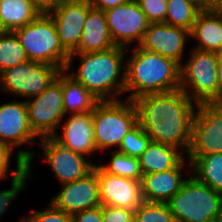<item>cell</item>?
I'll use <instances>...</instances> for the list:
<instances>
[{
    "label": "cell",
    "mask_w": 222,
    "mask_h": 222,
    "mask_svg": "<svg viewBox=\"0 0 222 222\" xmlns=\"http://www.w3.org/2000/svg\"><path fill=\"white\" fill-rule=\"evenodd\" d=\"M133 222H177L167 203H143L134 211Z\"/></svg>",
    "instance_id": "obj_30"
},
{
    "label": "cell",
    "mask_w": 222,
    "mask_h": 222,
    "mask_svg": "<svg viewBox=\"0 0 222 222\" xmlns=\"http://www.w3.org/2000/svg\"><path fill=\"white\" fill-rule=\"evenodd\" d=\"M150 23L165 22L167 0H136Z\"/></svg>",
    "instance_id": "obj_33"
},
{
    "label": "cell",
    "mask_w": 222,
    "mask_h": 222,
    "mask_svg": "<svg viewBox=\"0 0 222 222\" xmlns=\"http://www.w3.org/2000/svg\"><path fill=\"white\" fill-rule=\"evenodd\" d=\"M218 222H222V211H221V214H220Z\"/></svg>",
    "instance_id": "obj_44"
},
{
    "label": "cell",
    "mask_w": 222,
    "mask_h": 222,
    "mask_svg": "<svg viewBox=\"0 0 222 222\" xmlns=\"http://www.w3.org/2000/svg\"><path fill=\"white\" fill-rule=\"evenodd\" d=\"M62 72L36 97L25 100L31 130L38 138L52 137L66 116L63 107ZM57 131V132H56Z\"/></svg>",
    "instance_id": "obj_9"
},
{
    "label": "cell",
    "mask_w": 222,
    "mask_h": 222,
    "mask_svg": "<svg viewBox=\"0 0 222 222\" xmlns=\"http://www.w3.org/2000/svg\"><path fill=\"white\" fill-rule=\"evenodd\" d=\"M201 11H210L216 9L215 0H190Z\"/></svg>",
    "instance_id": "obj_39"
},
{
    "label": "cell",
    "mask_w": 222,
    "mask_h": 222,
    "mask_svg": "<svg viewBox=\"0 0 222 222\" xmlns=\"http://www.w3.org/2000/svg\"><path fill=\"white\" fill-rule=\"evenodd\" d=\"M138 121V111L134 101L120 99L99 101L93 109L94 141L97 151L117 150L125 135Z\"/></svg>",
    "instance_id": "obj_6"
},
{
    "label": "cell",
    "mask_w": 222,
    "mask_h": 222,
    "mask_svg": "<svg viewBox=\"0 0 222 222\" xmlns=\"http://www.w3.org/2000/svg\"><path fill=\"white\" fill-rule=\"evenodd\" d=\"M12 153V148L0 145V180L6 178L9 174Z\"/></svg>",
    "instance_id": "obj_36"
},
{
    "label": "cell",
    "mask_w": 222,
    "mask_h": 222,
    "mask_svg": "<svg viewBox=\"0 0 222 222\" xmlns=\"http://www.w3.org/2000/svg\"><path fill=\"white\" fill-rule=\"evenodd\" d=\"M61 72L60 67L28 60L0 73V90L28 100L56 81Z\"/></svg>",
    "instance_id": "obj_8"
},
{
    "label": "cell",
    "mask_w": 222,
    "mask_h": 222,
    "mask_svg": "<svg viewBox=\"0 0 222 222\" xmlns=\"http://www.w3.org/2000/svg\"><path fill=\"white\" fill-rule=\"evenodd\" d=\"M61 187V191L49 203L71 216L101 205L99 183L94 170L86 177L62 184Z\"/></svg>",
    "instance_id": "obj_16"
},
{
    "label": "cell",
    "mask_w": 222,
    "mask_h": 222,
    "mask_svg": "<svg viewBox=\"0 0 222 222\" xmlns=\"http://www.w3.org/2000/svg\"><path fill=\"white\" fill-rule=\"evenodd\" d=\"M200 12L190 0H167L165 23L191 31Z\"/></svg>",
    "instance_id": "obj_27"
},
{
    "label": "cell",
    "mask_w": 222,
    "mask_h": 222,
    "mask_svg": "<svg viewBox=\"0 0 222 222\" xmlns=\"http://www.w3.org/2000/svg\"><path fill=\"white\" fill-rule=\"evenodd\" d=\"M150 141V136L143 130L142 125L138 123L125 135L117 150L128 156L139 158Z\"/></svg>",
    "instance_id": "obj_31"
},
{
    "label": "cell",
    "mask_w": 222,
    "mask_h": 222,
    "mask_svg": "<svg viewBox=\"0 0 222 222\" xmlns=\"http://www.w3.org/2000/svg\"><path fill=\"white\" fill-rule=\"evenodd\" d=\"M116 46L109 33L105 12L91 8L83 26L77 50L74 53L104 51Z\"/></svg>",
    "instance_id": "obj_21"
},
{
    "label": "cell",
    "mask_w": 222,
    "mask_h": 222,
    "mask_svg": "<svg viewBox=\"0 0 222 222\" xmlns=\"http://www.w3.org/2000/svg\"><path fill=\"white\" fill-rule=\"evenodd\" d=\"M28 61L25 49L13 31L0 35V73Z\"/></svg>",
    "instance_id": "obj_29"
},
{
    "label": "cell",
    "mask_w": 222,
    "mask_h": 222,
    "mask_svg": "<svg viewBox=\"0 0 222 222\" xmlns=\"http://www.w3.org/2000/svg\"><path fill=\"white\" fill-rule=\"evenodd\" d=\"M62 92L65 115L93 111L95 105L99 102L81 83L69 76L65 70H62Z\"/></svg>",
    "instance_id": "obj_24"
},
{
    "label": "cell",
    "mask_w": 222,
    "mask_h": 222,
    "mask_svg": "<svg viewBox=\"0 0 222 222\" xmlns=\"http://www.w3.org/2000/svg\"><path fill=\"white\" fill-rule=\"evenodd\" d=\"M215 153H222V103L197 105L191 145L186 156Z\"/></svg>",
    "instance_id": "obj_10"
},
{
    "label": "cell",
    "mask_w": 222,
    "mask_h": 222,
    "mask_svg": "<svg viewBox=\"0 0 222 222\" xmlns=\"http://www.w3.org/2000/svg\"><path fill=\"white\" fill-rule=\"evenodd\" d=\"M221 54L192 48L180 65V89L196 104L219 103L218 61Z\"/></svg>",
    "instance_id": "obj_5"
},
{
    "label": "cell",
    "mask_w": 222,
    "mask_h": 222,
    "mask_svg": "<svg viewBox=\"0 0 222 222\" xmlns=\"http://www.w3.org/2000/svg\"><path fill=\"white\" fill-rule=\"evenodd\" d=\"M112 151L110 153L113 155L110 158L109 164L102 165L100 163L98 166L108 174L141 181L143 175L139 159L128 156L118 150Z\"/></svg>",
    "instance_id": "obj_28"
},
{
    "label": "cell",
    "mask_w": 222,
    "mask_h": 222,
    "mask_svg": "<svg viewBox=\"0 0 222 222\" xmlns=\"http://www.w3.org/2000/svg\"><path fill=\"white\" fill-rule=\"evenodd\" d=\"M138 121L151 141L189 152L197 106L181 89L134 100Z\"/></svg>",
    "instance_id": "obj_1"
},
{
    "label": "cell",
    "mask_w": 222,
    "mask_h": 222,
    "mask_svg": "<svg viewBox=\"0 0 222 222\" xmlns=\"http://www.w3.org/2000/svg\"><path fill=\"white\" fill-rule=\"evenodd\" d=\"M216 9H222V0H215Z\"/></svg>",
    "instance_id": "obj_41"
},
{
    "label": "cell",
    "mask_w": 222,
    "mask_h": 222,
    "mask_svg": "<svg viewBox=\"0 0 222 222\" xmlns=\"http://www.w3.org/2000/svg\"><path fill=\"white\" fill-rule=\"evenodd\" d=\"M38 144L60 185L82 179L93 171L95 163L91 159L65 148L52 137L41 138Z\"/></svg>",
    "instance_id": "obj_12"
},
{
    "label": "cell",
    "mask_w": 222,
    "mask_h": 222,
    "mask_svg": "<svg viewBox=\"0 0 222 222\" xmlns=\"http://www.w3.org/2000/svg\"><path fill=\"white\" fill-rule=\"evenodd\" d=\"M92 8L107 11L118 5L126 3L128 0H89Z\"/></svg>",
    "instance_id": "obj_38"
},
{
    "label": "cell",
    "mask_w": 222,
    "mask_h": 222,
    "mask_svg": "<svg viewBox=\"0 0 222 222\" xmlns=\"http://www.w3.org/2000/svg\"><path fill=\"white\" fill-rule=\"evenodd\" d=\"M37 136L28 121L26 102L12 99L0 105V145L20 148L24 144L37 143Z\"/></svg>",
    "instance_id": "obj_17"
},
{
    "label": "cell",
    "mask_w": 222,
    "mask_h": 222,
    "mask_svg": "<svg viewBox=\"0 0 222 222\" xmlns=\"http://www.w3.org/2000/svg\"><path fill=\"white\" fill-rule=\"evenodd\" d=\"M93 170L97 174L101 205L135 211L143 203L141 181L108 174L96 163Z\"/></svg>",
    "instance_id": "obj_15"
},
{
    "label": "cell",
    "mask_w": 222,
    "mask_h": 222,
    "mask_svg": "<svg viewBox=\"0 0 222 222\" xmlns=\"http://www.w3.org/2000/svg\"><path fill=\"white\" fill-rule=\"evenodd\" d=\"M23 222H72V216L55 208L51 203L46 210H32Z\"/></svg>",
    "instance_id": "obj_32"
},
{
    "label": "cell",
    "mask_w": 222,
    "mask_h": 222,
    "mask_svg": "<svg viewBox=\"0 0 222 222\" xmlns=\"http://www.w3.org/2000/svg\"><path fill=\"white\" fill-rule=\"evenodd\" d=\"M217 77L219 83V103H222V54L218 61Z\"/></svg>",
    "instance_id": "obj_40"
},
{
    "label": "cell",
    "mask_w": 222,
    "mask_h": 222,
    "mask_svg": "<svg viewBox=\"0 0 222 222\" xmlns=\"http://www.w3.org/2000/svg\"><path fill=\"white\" fill-rule=\"evenodd\" d=\"M104 12L109 33L116 46L130 48L133 43L137 42V46L141 43L150 22L136 0H128Z\"/></svg>",
    "instance_id": "obj_11"
},
{
    "label": "cell",
    "mask_w": 222,
    "mask_h": 222,
    "mask_svg": "<svg viewBox=\"0 0 222 222\" xmlns=\"http://www.w3.org/2000/svg\"><path fill=\"white\" fill-rule=\"evenodd\" d=\"M36 152L23 148L18 149L16 155V169L11 170V187L8 190H0V217L6 213L9 204L17 198L27 186V180L32 177V160ZM27 179V180H26Z\"/></svg>",
    "instance_id": "obj_23"
},
{
    "label": "cell",
    "mask_w": 222,
    "mask_h": 222,
    "mask_svg": "<svg viewBox=\"0 0 222 222\" xmlns=\"http://www.w3.org/2000/svg\"><path fill=\"white\" fill-rule=\"evenodd\" d=\"M186 162L189 163V160L184 158L175 168L143 175L141 179L143 200L166 203L173 197L186 180L182 177L184 176L182 170L185 169Z\"/></svg>",
    "instance_id": "obj_19"
},
{
    "label": "cell",
    "mask_w": 222,
    "mask_h": 222,
    "mask_svg": "<svg viewBox=\"0 0 222 222\" xmlns=\"http://www.w3.org/2000/svg\"><path fill=\"white\" fill-rule=\"evenodd\" d=\"M74 1H78V0H57V2L60 3H65V2H74Z\"/></svg>",
    "instance_id": "obj_43"
},
{
    "label": "cell",
    "mask_w": 222,
    "mask_h": 222,
    "mask_svg": "<svg viewBox=\"0 0 222 222\" xmlns=\"http://www.w3.org/2000/svg\"><path fill=\"white\" fill-rule=\"evenodd\" d=\"M128 50L129 48L114 46L104 51L72 53L64 70L99 101L120 100L119 96L125 91L124 58ZM75 56L79 57L80 65L74 73L70 71Z\"/></svg>",
    "instance_id": "obj_2"
},
{
    "label": "cell",
    "mask_w": 222,
    "mask_h": 222,
    "mask_svg": "<svg viewBox=\"0 0 222 222\" xmlns=\"http://www.w3.org/2000/svg\"><path fill=\"white\" fill-rule=\"evenodd\" d=\"M72 222H102L101 205L72 215Z\"/></svg>",
    "instance_id": "obj_35"
},
{
    "label": "cell",
    "mask_w": 222,
    "mask_h": 222,
    "mask_svg": "<svg viewBox=\"0 0 222 222\" xmlns=\"http://www.w3.org/2000/svg\"><path fill=\"white\" fill-rule=\"evenodd\" d=\"M13 32L25 49L28 60L65 69L69 54L63 49L49 14H39L32 22Z\"/></svg>",
    "instance_id": "obj_7"
},
{
    "label": "cell",
    "mask_w": 222,
    "mask_h": 222,
    "mask_svg": "<svg viewBox=\"0 0 222 222\" xmlns=\"http://www.w3.org/2000/svg\"><path fill=\"white\" fill-rule=\"evenodd\" d=\"M92 8L89 0L60 3L49 13L53 19L59 41L70 55L79 45L88 11Z\"/></svg>",
    "instance_id": "obj_14"
},
{
    "label": "cell",
    "mask_w": 222,
    "mask_h": 222,
    "mask_svg": "<svg viewBox=\"0 0 222 222\" xmlns=\"http://www.w3.org/2000/svg\"><path fill=\"white\" fill-rule=\"evenodd\" d=\"M188 38L190 39V31L182 27L171 26L165 22L150 23L138 46L143 50L172 59L181 65L182 58H185L183 54L186 51Z\"/></svg>",
    "instance_id": "obj_13"
},
{
    "label": "cell",
    "mask_w": 222,
    "mask_h": 222,
    "mask_svg": "<svg viewBox=\"0 0 222 222\" xmlns=\"http://www.w3.org/2000/svg\"><path fill=\"white\" fill-rule=\"evenodd\" d=\"M34 6V8L40 14H49L52 12L59 3L57 0H30Z\"/></svg>",
    "instance_id": "obj_37"
},
{
    "label": "cell",
    "mask_w": 222,
    "mask_h": 222,
    "mask_svg": "<svg viewBox=\"0 0 222 222\" xmlns=\"http://www.w3.org/2000/svg\"><path fill=\"white\" fill-rule=\"evenodd\" d=\"M180 151L176 147L150 141L146 150L138 158L142 175L175 168L184 159V156L186 157Z\"/></svg>",
    "instance_id": "obj_22"
},
{
    "label": "cell",
    "mask_w": 222,
    "mask_h": 222,
    "mask_svg": "<svg viewBox=\"0 0 222 222\" xmlns=\"http://www.w3.org/2000/svg\"><path fill=\"white\" fill-rule=\"evenodd\" d=\"M186 158L191 175L222 194V153Z\"/></svg>",
    "instance_id": "obj_25"
},
{
    "label": "cell",
    "mask_w": 222,
    "mask_h": 222,
    "mask_svg": "<svg viewBox=\"0 0 222 222\" xmlns=\"http://www.w3.org/2000/svg\"><path fill=\"white\" fill-rule=\"evenodd\" d=\"M65 119V120H63ZM61 130L62 135L55 134L52 138L67 149L92 156L96 152L93 128V111L66 115Z\"/></svg>",
    "instance_id": "obj_18"
},
{
    "label": "cell",
    "mask_w": 222,
    "mask_h": 222,
    "mask_svg": "<svg viewBox=\"0 0 222 222\" xmlns=\"http://www.w3.org/2000/svg\"><path fill=\"white\" fill-rule=\"evenodd\" d=\"M39 14L30 0H0V20L6 31L26 26Z\"/></svg>",
    "instance_id": "obj_26"
},
{
    "label": "cell",
    "mask_w": 222,
    "mask_h": 222,
    "mask_svg": "<svg viewBox=\"0 0 222 222\" xmlns=\"http://www.w3.org/2000/svg\"><path fill=\"white\" fill-rule=\"evenodd\" d=\"M102 222H133L134 210L101 205Z\"/></svg>",
    "instance_id": "obj_34"
},
{
    "label": "cell",
    "mask_w": 222,
    "mask_h": 222,
    "mask_svg": "<svg viewBox=\"0 0 222 222\" xmlns=\"http://www.w3.org/2000/svg\"><path fill=\"white\" fill-rule=\"evenodd\" d=\"M7 31L5 30L4 26L2 25V22L0 20V35L6 33Z\"/></svg>",
    "instance_id": "obj_42"
},
{
    "label": "cell",
    "mask_w": 222,
    "mask_h": 222,
    "mask_svg": "<svg viewBox=\"0 0 222 222\" xmlns=\"http://www.w3.org/2000/svg\"><path fill=\"white\" fill-rule=\"evenodd\" d=\"M198 40L192 48L222 54V9L201 11L190 31V39Z\"/></svg>",
    "instance_id": "obj_20"
},
{
    "label": "cell",
    "mask_w": 222,
    "mask_h": 222,
    "mask_svg": "<svg viewBox=\"0 0 222 222\" xmlns=\"http://www.w3.org/2000/svg\"><path fill=\"white\" fill-rule=\"evenodd\" d=\"M131 54L126 60L124 94L129 92L126 99L134 101L147 94L180 89V65L177 62L137 45Z\"/></svg>",
    "instance_id": "obj_3"
},
{
    "label": "cell",
    "mask_w": 222,
    "mask_h": 222,
    "mask_svg": "<svg viewBox=\"0 0 222 222\" xmlns=\"http://www.w3.org/2000/svg\"><path fill=\"white\" fill-rule=\"evenodd\" d=\"M167 205L177 222H218L222 194L189 175Z\"/></svg>",
    "instance_id": "obj_4"
}]
</instances>
